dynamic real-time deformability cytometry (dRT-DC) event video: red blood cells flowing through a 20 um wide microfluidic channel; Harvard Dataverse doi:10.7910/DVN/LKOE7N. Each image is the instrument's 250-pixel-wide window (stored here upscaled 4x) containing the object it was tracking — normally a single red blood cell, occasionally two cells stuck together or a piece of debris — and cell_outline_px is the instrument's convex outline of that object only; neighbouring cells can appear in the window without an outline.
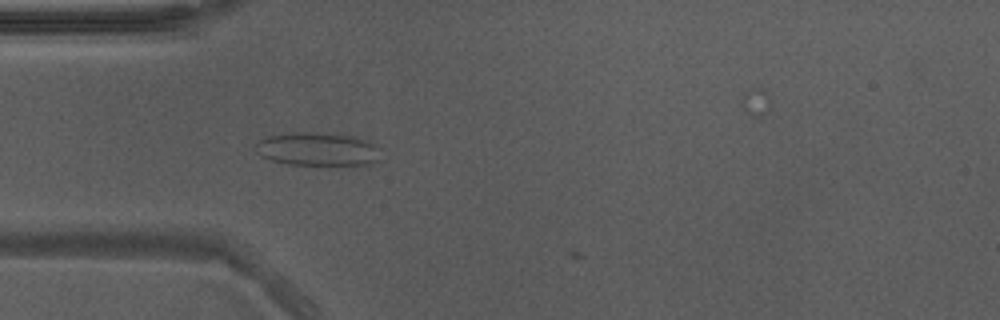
{"species": "Egyptian fruit bat (a non-hibernating species)", "species_latin": "Rousettus aegyptiacus", "temperature_condition": "warm", "stored_images_in_passage": 7, "camera_frame_rate_fps": 3000, "um_per_image_px": 0.085, "animal": {"sex": "male"}, "frame": {"image": 1, "passage_image": 3, "time_ms": 0.667, "image_size_px": [1000, 320], "cell_outline_px": [[380, 160], [372, 164], [288, 164], [272, 160], [260, 156], [256, 152], [252, 144], [268, 136], [296, 132], [316, 132], [356, 136], [368, 140], [376, 144]], "centroid_in_image_um": [26.98, 12.66], "position_along_channel_um": 58.0, "area_um2": 24.39}}